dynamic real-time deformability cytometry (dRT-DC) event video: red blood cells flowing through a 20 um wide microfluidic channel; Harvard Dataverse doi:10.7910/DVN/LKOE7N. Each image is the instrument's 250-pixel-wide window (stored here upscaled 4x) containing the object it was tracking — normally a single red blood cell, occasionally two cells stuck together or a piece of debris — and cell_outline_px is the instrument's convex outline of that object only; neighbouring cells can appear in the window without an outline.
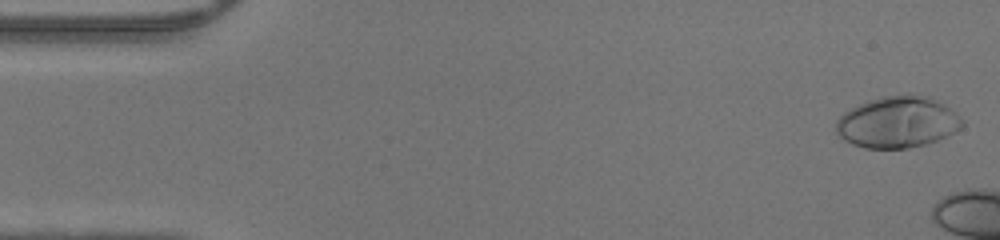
{"species": "human", "species_latin": "Homo sapiens", "temperature_condition": "warm", "stored_images_in_passage": 6, "camera_frame_rate_fps": 3000, "um_per_image_px": 0.085, "donor": {"sex": "male"}, "frame": {"image": 1, "passage_image": 1, "time_ms": 0.0, "image_size_px": [1000, 240], "cell_outline_px": [[964, 124], [956, 132], [948, 136], [924, 144], [908, 148], [864, 148], [852, 144], [844, 140], [836, 132], [836, 120], [844, 112], [868, 100], [880, 96], [908, 92], [932, 96], [944, 104], [960, 116], [964, 120]], "centroid_in_image_um": [76.32, 10.35], "position_along_channel_um": 8.7, "area_um2": 38.38}}